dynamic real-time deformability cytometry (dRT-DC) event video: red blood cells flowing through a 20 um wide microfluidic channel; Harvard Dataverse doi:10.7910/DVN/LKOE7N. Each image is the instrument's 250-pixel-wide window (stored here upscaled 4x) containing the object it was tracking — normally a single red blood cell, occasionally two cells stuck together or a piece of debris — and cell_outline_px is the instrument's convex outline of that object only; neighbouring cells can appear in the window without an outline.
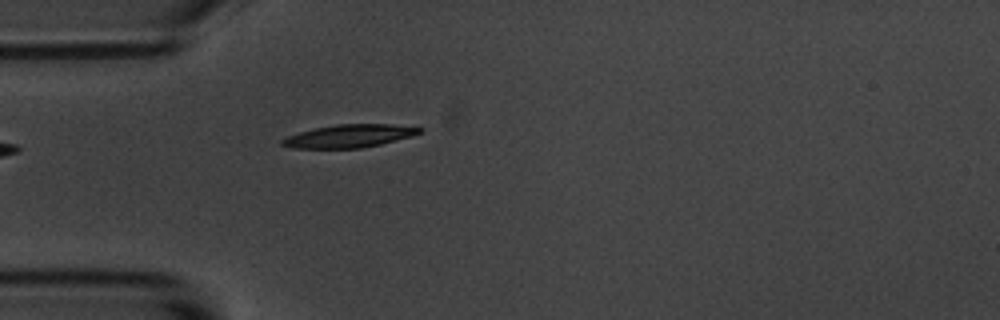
{"species": "common noctule bat (a hibernating species)", "species_latin": "Nyctalus noctula", "temperature_condition": "room temperature", "stored_images_in_passage": 6, "camera_frame_rate_fps": 3000, "um_per_image_px": 0.085, "animal": {"sex": "male", "body_mass_g": 20.1, "forearm_length_mm": 53.5}, "frame": {"image": 1, "passage_image": 6, "time_ms": 6.667, "image_size_px": [1000, 320], "cell_outline_px": [[424, 128], [420, 132], [412, 136], [380, 144], [360, 148], [292, 148], [280, 144], [280, 140], [288, 136], [300, 132], [316, 128], [336, 124], [392, 124]], "centroid_in_image_um": [29.68, 11.56], "position_along_channel_um": 55.3, "area_um2": 18.21}}